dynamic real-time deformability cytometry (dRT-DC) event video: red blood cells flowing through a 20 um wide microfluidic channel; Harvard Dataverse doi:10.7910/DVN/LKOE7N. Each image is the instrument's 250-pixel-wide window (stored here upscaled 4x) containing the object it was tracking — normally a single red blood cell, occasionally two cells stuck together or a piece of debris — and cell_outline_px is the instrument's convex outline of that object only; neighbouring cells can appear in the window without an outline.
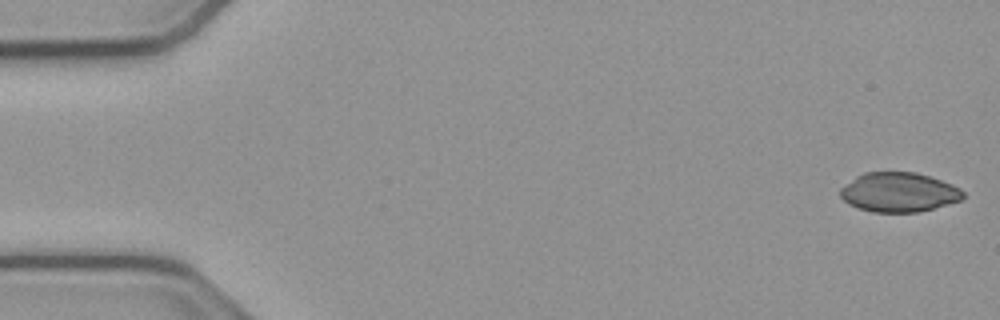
{"species": "common noctule bat (a hibernating species)", "species_latin": "Nyctalus noctula", "temperature_condition": "cold", "stored_images_in_passage": 11, "camera_frame_rate_fps": 3000, "um_per_image_px": 0.085, "animal": {"sex": "male", "body_mass_g": 23.1, "forearm_length_mm": 52.7}, "frame": {"image": 1, "passage_image": 1, "time_ms": 0.0, "image_size_px": [1000, 320], "cell_outline_px": [[964, 196], [960, 200], [948, 204], [916, 212], [872, 212], [848, 204], [840, 196], [840, 188], [856, 176], [864, 172], [916, 172], [952, 184], [960, 188], [964, 192]], "centroid_in_image_um": [76.38, 16.33], "position_along_channel_um": 8.6, "area_um2": 28.09}}